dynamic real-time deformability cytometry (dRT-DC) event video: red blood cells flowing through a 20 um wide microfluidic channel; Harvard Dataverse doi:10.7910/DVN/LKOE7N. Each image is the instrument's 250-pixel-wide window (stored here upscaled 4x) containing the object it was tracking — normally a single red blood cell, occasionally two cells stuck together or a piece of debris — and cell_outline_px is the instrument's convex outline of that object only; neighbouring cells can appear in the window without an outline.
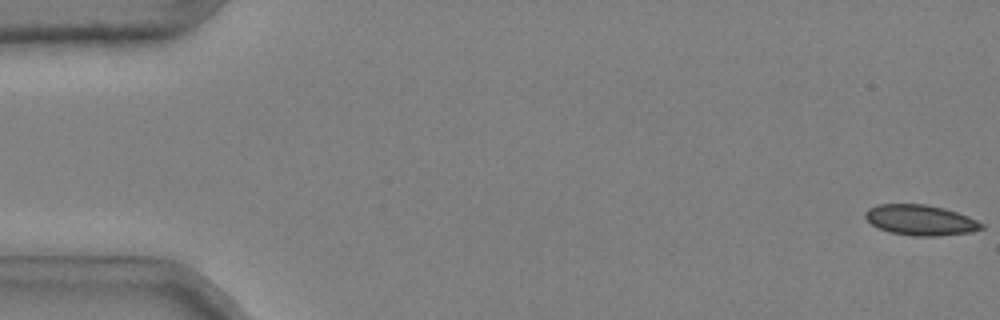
{"species": "common noctule bat (a hibernating species)", "species_latin": "Nyctalus noctula", "temperature_condition": "cold", "stored_images_in_passage": 52, "camera_frame_rate_fps": 3000, "um_per_image_px": 0.085, "animal": {"sex": "male", "body_mass_g": 20.4}, "frame": {"image": 1, "passage_image": 1, "time_ms": 0.0, "image_size_px": [1000, 320], "cell_outline_px": [[984, 228], [972, 232], [940, 236], [912, 236], [892, 232], [880, 228], [872, 224], [864, 216], [864, 212], [868, 208], [876, 204], [924, 204], [944, 208], [968, 216], [984, 224]], "centroid_in_image_um": [78.25, 18.7], "position_along_channel_um": 6.8, "area_um2": 20.63}}
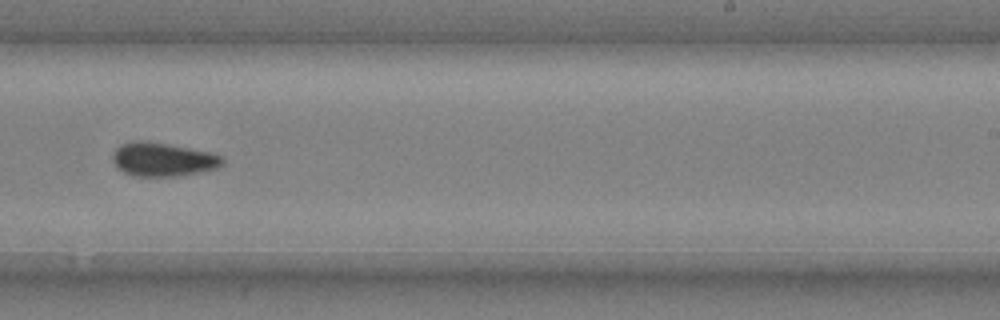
{"frame": {"image": 2, "passage_image": 34, "time_ms": 11.0, "image_size_px": [1000, 320], "cell_outline_px": [[224, 164], [216, 168], [200, 172], [176, 176], [132, 176], [116, 168], [112, 160], [112, 156], [116, 148], [124, 144], [164, 144], [208, 152], [224, 156]], "centroid_in_image_um": [13.88, 13.62], "position_along_channel_um": 275.1, "area_um2": 20.69}}
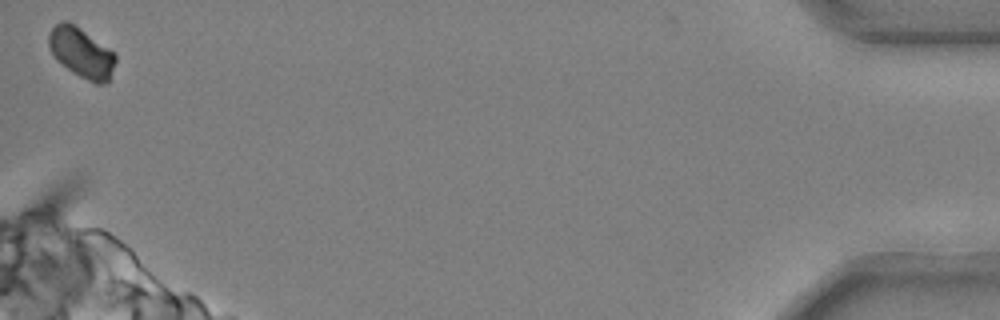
{"frame": {"image": 3, "passage_image": 52, "time_ms": 17.0, "image_size_px": [1000, 320], "cell_outline_px": [[116, 60], [108, 80], [104, 84], [96, 84], [72, 72], [56, 60], [52, 56], [48, 48], [48, 32], [60, 20], [64, 20], [72, 24], [108, 48], [116, 56]], "centroid_in_image_um": [6.86, 4.49], "position_along_channel_um": 428.3, "area_um2": 19.13}, "authors_computed_cell_mechanics": {"area_um2": 21.0103, "velocity_mm_per_s": 3.7085, "shape_relaxation_time_tau1_ms": 9.6936, "shape_relaxation_time_tau2_ms": 4.0408, "deformation_change_tau1": 0.1406, "deformation_change_tau2": 0.065}}